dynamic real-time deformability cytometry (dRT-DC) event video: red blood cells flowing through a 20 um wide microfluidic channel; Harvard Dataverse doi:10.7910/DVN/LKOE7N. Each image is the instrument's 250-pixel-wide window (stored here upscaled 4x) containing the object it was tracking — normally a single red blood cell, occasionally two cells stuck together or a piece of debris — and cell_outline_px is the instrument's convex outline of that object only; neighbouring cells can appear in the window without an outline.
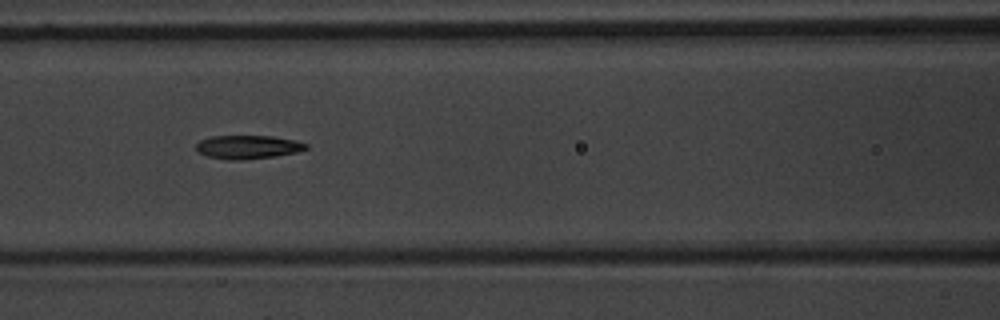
{"species": "common noctule bat (a hibernating species)", "species_latin": "Nyctalus noctula", "temperature_condition": "warm", "stored_images_in_passage": 10, "camera_frame_rate_fps": 3000, "um_per_image_px": 0.085, "animal": {"sex": "male", "body_mass_g": 20.1, "forearm_length_mm": 53.5}, "frame": {"image": 1, "passage_image": 7, "time_ms": 8.0, "image_size_px": [1000, 320], "cell_outline_px": [[308, 148], [296, 152], [276, 156], [240, 160], [228, 160], [208, 156], [200, 152], [196, 148], [196, 144], [200, 140], [212, 136], [272, 136], [296, 140], [308, 144]], "centroid_in_image_um": [21.09, 12.49], "position_along_channel_um": 145.5, "area_um2": 15.03}}
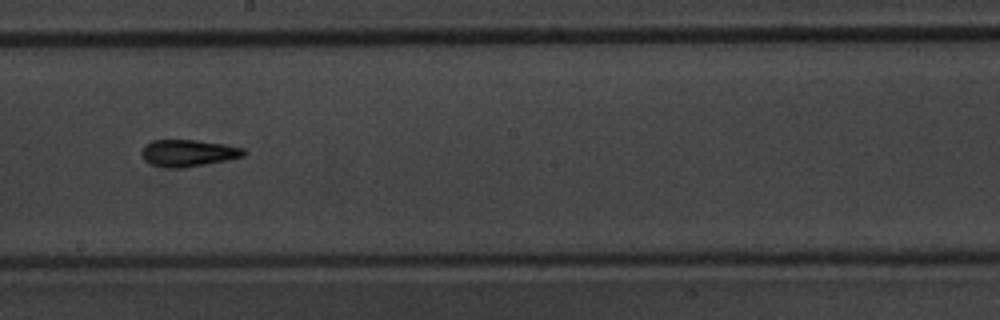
{"frame": {"image": 2, "passage_image": 9, "time_ms": 10.333, "image_size_px": [1000, 320], "cell_outline_px": [[248, 152], [244, 156], [228, 160], [180, 168], [168, 168], [152, 164], [144, 160], [140, 152], [152, 140], [196, 140], [224, 144], [244, 148]], "centroid_in_image_um": [16.03, 13.0], "position_along_channel_um": 232.2, "area_um2": 15.9}}